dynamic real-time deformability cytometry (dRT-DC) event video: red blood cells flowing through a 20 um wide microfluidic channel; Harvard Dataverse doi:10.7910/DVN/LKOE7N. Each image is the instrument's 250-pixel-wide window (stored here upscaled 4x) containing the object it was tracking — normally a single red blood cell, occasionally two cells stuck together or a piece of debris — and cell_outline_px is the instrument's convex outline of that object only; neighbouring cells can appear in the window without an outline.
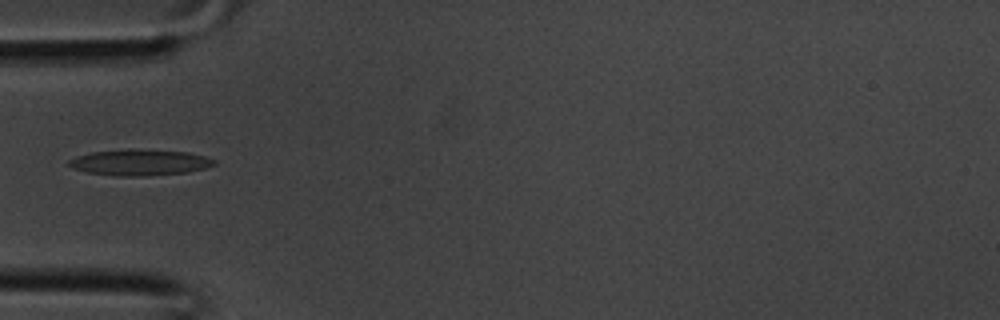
{"species": "common noctule bat (a hibernating species)", "species_latin": "Nyctalus noctula", "temperature_condition": "room temperature", "stored_images_in_passage": 34, "camera_frame_rate_fps": 3000, "um_per_image_px": 0.085, "animal": {"sex": "male", "body_mass_g": 20.1, "forearm_length_mm": 53.5}, "frame": {"image": 1, "passage_image": 9, "time_ms": 2.667, "image_size_px": [1000, 320], "cell_outline_px": [[216, 164], [204, 168], [188, 172], [148, 176], [112, 176], [88, 172], [72, 168], [68, 164], [68, 160], [76, 156], [92, 152], [132, 148], [188, 152], [204, 156], [216, 160]], "centroid_in_image_um": [11.87, 13.8], "position_along_channel_um": 73.1, "area_um2": 22.25}}
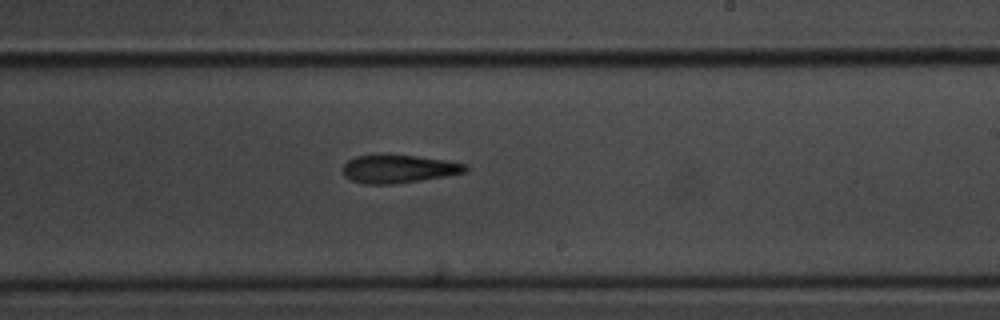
{"frame": {"image": 2, "passage_image": 19, "time_ms": 6.0, "image_size_px": [1000, 320], "cell_outline_px": [[468, 168], [464, 172], [444, 176], [420, 180], [392, 184], [364, 184], [352, 180], [344, 176], [340, 168], [348, 160], [356, 156], [384, 152], [416, 156], [444, 160], [468, 164]], "centroid_in_image_um": [33.79, 14.32], "position_along_channel_um": 255.2, "area_um2": 20.58}}
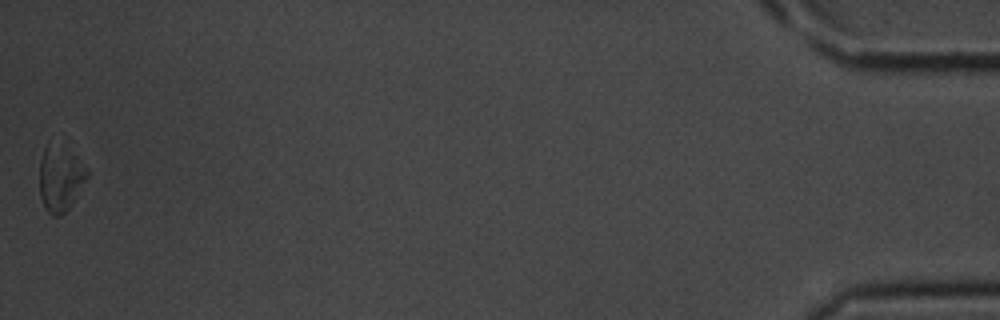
{"frame": {"image": 3, "passage_image": 34, "time_ms": 11.0, "image_size_px": [1000, 320], "cell_outline_px": [[88, 176], [68, 208], [60, 216], [52, 216], [48, 212], [40, 196], [40, 160], [44, 148], [48, 140], [68, 152], [88, 172]], "centroid_in_image_um": [5.06, 15.2], "position_along_channel_um": 430.1, "area_um2": 17.34}}